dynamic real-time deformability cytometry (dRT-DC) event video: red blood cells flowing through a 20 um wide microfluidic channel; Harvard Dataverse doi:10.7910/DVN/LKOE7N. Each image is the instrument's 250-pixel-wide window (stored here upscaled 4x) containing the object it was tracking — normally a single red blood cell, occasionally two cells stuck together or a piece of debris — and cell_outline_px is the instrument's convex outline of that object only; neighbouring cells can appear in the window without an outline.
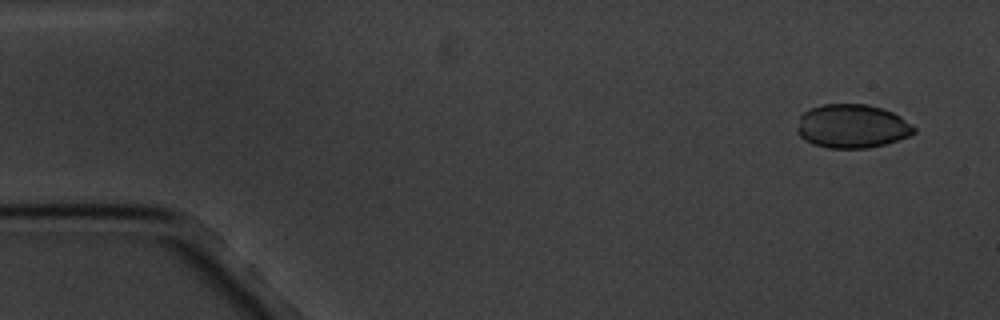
{"species": "common noctule bat (a hibernating species)", "species_latin": "Nyctalus noctula", "temperature_condition": "cold", "stored_images_in_passage": 4, "camera_frame_rate_fps": 3000, "um_per_image_px": 0.085, "animal": {"sex": "male", "body_mass_g": 20.1, "forearm_length_mm": 53.5}, "frame": {"image": 1, "passage_image": 1, "time_ms": 0.0, "image_size_px": [1000, 320], "cell_outline_px": [[916, 132], [908, 136], [884, 144], [868, 148], [828, 148], [812, 144], [804, 140], [796, 132], [796, 128], [800, 116], [804, 112], [820, 104], [868, 104], [892, 112], [900, 116], [912, 124], [916, 128]], "centroid_in_image_um": [72.4, 10.73], "position_along_channel_um": 12.6, "area_um2": 29.88}}